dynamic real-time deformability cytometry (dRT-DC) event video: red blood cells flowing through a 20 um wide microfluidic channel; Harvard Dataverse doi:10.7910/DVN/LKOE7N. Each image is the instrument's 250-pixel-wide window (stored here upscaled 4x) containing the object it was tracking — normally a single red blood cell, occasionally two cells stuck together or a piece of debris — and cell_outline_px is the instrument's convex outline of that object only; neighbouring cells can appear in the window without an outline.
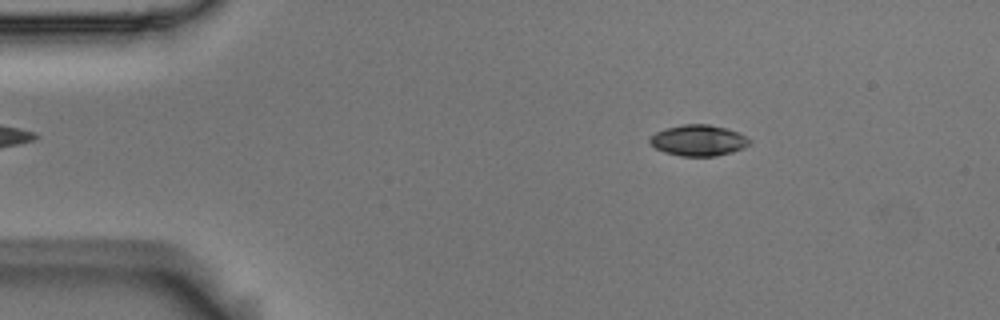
{"species": "Egyptian fruit bat (a non-hibernating species)", "species_latin": "Rousettus aegyptiacus", "temperature_condition": "room temperature", "stored_images_in_passage": 51, "camera_frame_rate_fps": 3000, "um_per_image_px": 0.085, "animal": {"sex": "male"}, "frame": {"image": 1, "passage_image": 5, "time_ms": 1.333, "image_size_px": [1000, 320], "cell_outline_px": [[752, 140], [744, 148], [732, 152], [716, 156], [680, 156], [664, 152], [656, 148], [648, 140], [656, 132], [664, 128], [684, 124], [708, 124], [724, 128], [736, 132]], "centroid_in_image_um": [59.35, 11.94], "position_along_channel_um": 25.7, "area_um2": 17.86}}
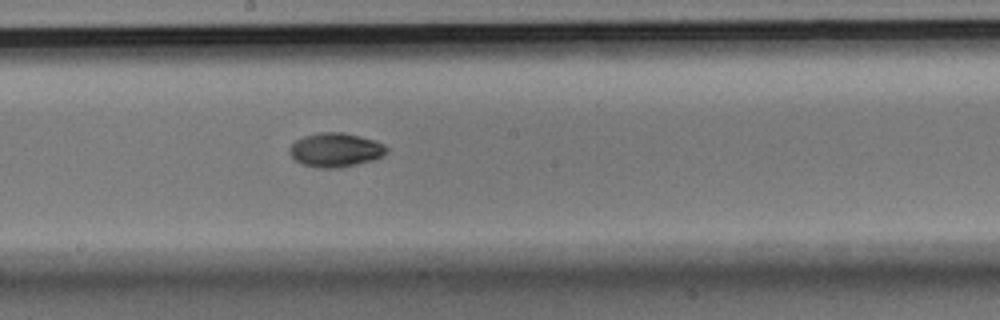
{"frame": {"image": 2, "passage_image": 26, "time_ms": 8.333, "image_size_px": [1000, 320], "cell_outline_px": [[388, 152], [384, 156], [372, 160], [340, 168], [320, 168], [304, 164], [296, 160], [288, 152], [288, 148], [296, 140], [304, 136], [320, 132], [344, 132], [376, 140], [384, 144], [388, 148]], "centroid_in_image_um": [28.55, 12.73], "position_along_channel_um": 219.6, "area_um2": 19.36}}
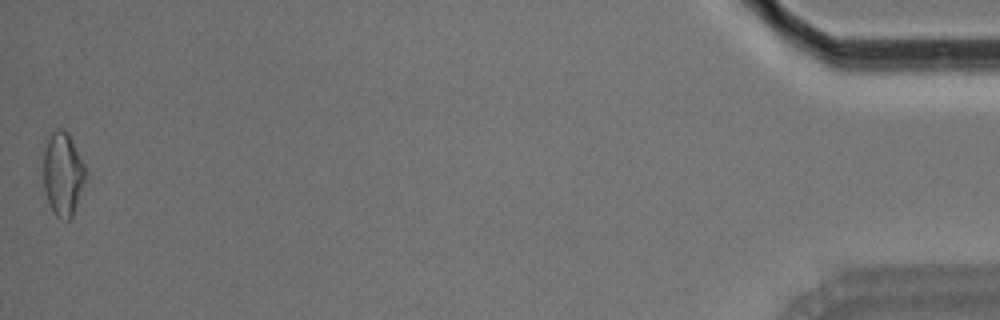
{"frame": {"image": 3, "passage_image": 51, "time_ms": 16.667, "image_size_px": [1000, 320], "cell_outline_px": [[84, 184], [72, 216], [68, 220], [56, 216], [52, 212], [44, 192], [44, 148], [52, 132], [56, 128], [64, 128], [68, 132], [84, 164]], "centroid_in_image_um": [5.32, 14.78], "position_along_channel_um": 429.9, "area_um2": 20.29}, "authors_computed_cell_mechanics": {"area_um2": 18.496, "velocity_mm_per_s": 3.6655, "shape_relaxation_time_tau1_ms": 4.2695, "shape_relaxation_time_tau2_ms": null, "deformation_change_tau1": 0.1426, "deformation_change_tau2": null}}